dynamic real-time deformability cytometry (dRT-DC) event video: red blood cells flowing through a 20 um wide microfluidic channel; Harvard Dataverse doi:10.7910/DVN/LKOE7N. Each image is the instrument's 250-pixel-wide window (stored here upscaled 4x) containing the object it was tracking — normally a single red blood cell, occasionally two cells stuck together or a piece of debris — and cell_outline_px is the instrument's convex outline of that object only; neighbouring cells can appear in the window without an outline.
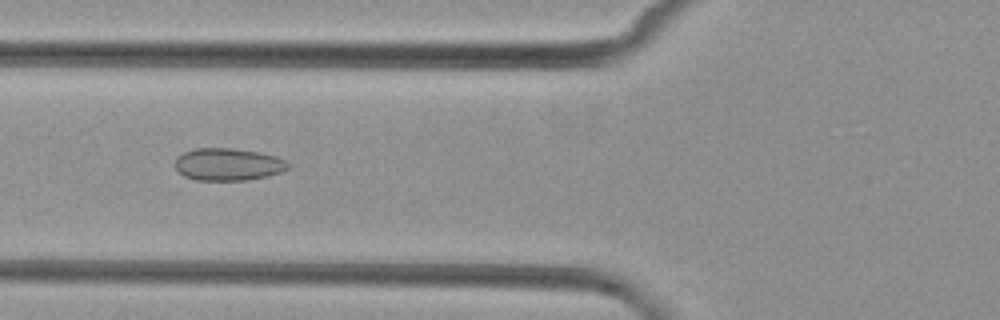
{"species": "common noctule bat (a hibernating species)", "species_latin": "Nyctalus noctula", "temperature_condition": "cold", "stored_images_in_passage": 8, "camera_frame_rate_fps": 3000, "um_per_image_px": 0.085, "animal": {"sex": "female", "body_mass_g": 29.2, "forearm_length_mm": 56.3}, "frame": {"image": 1, "passage_image": 6, "time_ms": 6.333, "image_size_px": [1000, 320], "cell_outline_px": [[292, 168], [268, 176], [248, 180], [196, 180], [184, 176], [176, 168], [176, 156], [184, 152], [196, 148], [232, 148], [260, 152], [276, 156], [288, 160], [292, 164]], "centroid_in_image_um": [19.46, 13.97], "position_along_channel_um": 106.3, "area_um2": 21.62}}
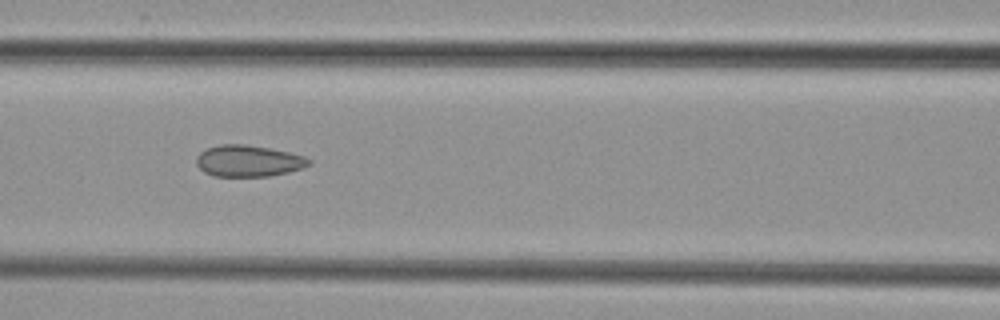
{"frame": {"image": 2, "passage_image": 7, "time_ms": 7.333, "image_size_px": [1000, 320], "cell_outline_px": [[312, 164], [304, 168], [288, 172], [268, 176], [212, 176], [204, 172], [196, 164], [196, 156], [200, 152], [208, 148], [220, 144], [244, 144], [268, 148], [288, 152], [304, 156], [312, 160]], "centroid_in_image_um": [21.12, 13.68], "position_along_channel_um": 145.5, "area_um2": 20.69}}
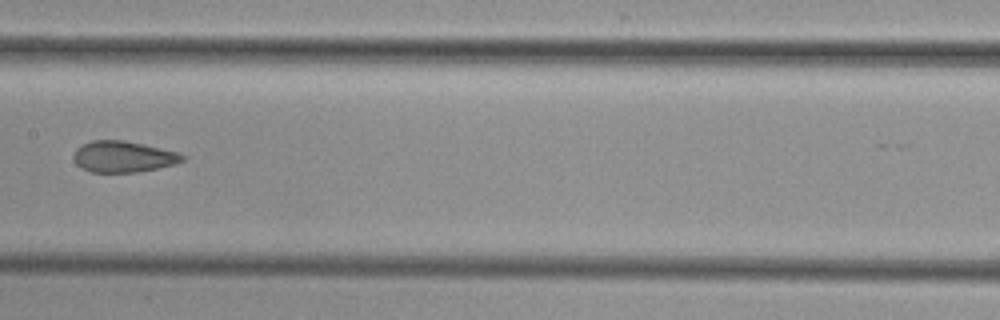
{"frame": {"image": 3, "passage_image": 8, "time_ms": 8.667, "image_size_px": [1000, 320], "cell_outline_px": [[184, 160], [176, 164], [136, 172], [92, 172], [80, 168], [76, 164], [72, 156], [76, 148], [92, 140], [124, 140], [144, 144], [180, 152], [184, 156]], "centroid_in_image_um": [10.47, 13.31], "position_along_channel_um": 196.9, "area_um2": 19.88}}